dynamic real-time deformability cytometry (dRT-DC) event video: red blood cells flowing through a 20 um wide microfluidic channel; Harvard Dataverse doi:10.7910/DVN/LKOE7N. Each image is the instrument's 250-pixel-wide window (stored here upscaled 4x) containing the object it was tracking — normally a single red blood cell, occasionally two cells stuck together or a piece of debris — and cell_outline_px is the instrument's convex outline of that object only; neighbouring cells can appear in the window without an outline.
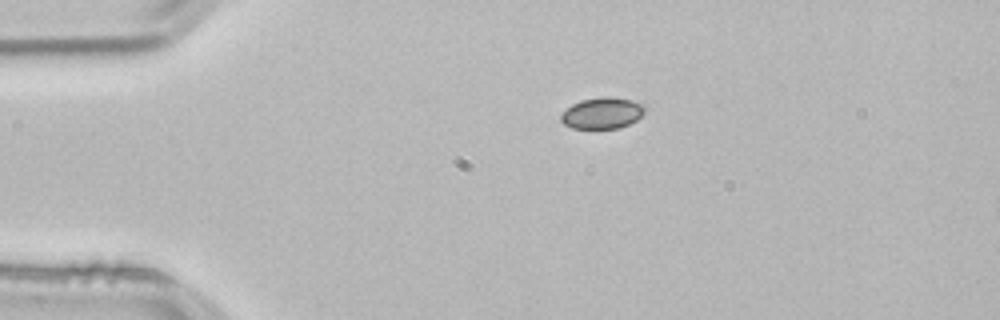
{"species": "common noctule bat (a hibernating species)", "species_latin": "Nyctalus noctula", "temperature_condition": "room temperature", "stored_images_in_passage": 4, "camera_frame_rate_fps": 3000, "um_per_image_px": 0.085, "animal": {"sex": "male", "body_mass_g": 21.5, "forearm_length_mm": 52.0}, "frame": {"image": 1, "passage_image": 4, "time_ms": 1.0, "image_size_px": [1000, 320], "cell_outline_px": [[644, 112], [636, 120], [620, 128], [572, 128], [564, 124], [560, 120], [560, 116], [572, 104], [580, 100], [604, 96], [608, 96], [632, 100], [640, 104], [644, 108]], "centroid_in_image_um": [51.16, 9.61], "position_along_channel_um": 33.8, "area_um2": 15.09}}